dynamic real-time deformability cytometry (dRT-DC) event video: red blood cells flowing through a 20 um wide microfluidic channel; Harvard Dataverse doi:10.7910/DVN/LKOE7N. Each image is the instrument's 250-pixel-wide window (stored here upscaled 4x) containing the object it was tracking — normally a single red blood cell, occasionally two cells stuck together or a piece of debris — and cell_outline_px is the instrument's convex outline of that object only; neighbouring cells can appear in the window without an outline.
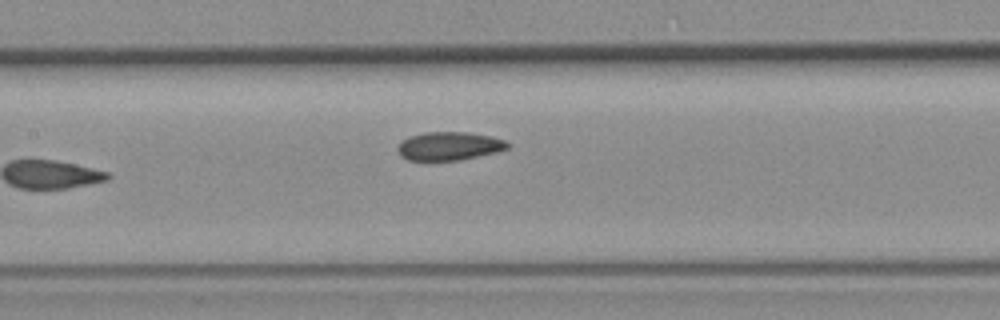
{"species": "common noctule bat (a hibernating species)", "species_latin": "Nyctalus noctula", "temperature_condition": "room temperature", "stored_images_in_passage": 7, "camera_frame_rate_fps": 3000, "um_per_image_px": 0.085, "animal": {"sex": "female", "body_mass_g": 19.3, "forearm_length_mm": 54.1}, "frame": {"image": 1, "passage_image": 7, "time_ms": 7.0, "image_size_px": [1000, 320], "cell_outline_px": [[508, 148], [496, 152], [460, 160], [408, 160], [400, 156], [396, 148], [408, 136], [424, 132], [468, 132], [492, 136], [504, 140], [508, 144]], "centroid_in_image_um": [38.16, 12.41], "position_along_channel_um": 169.2, "area_um2": 18.15}}